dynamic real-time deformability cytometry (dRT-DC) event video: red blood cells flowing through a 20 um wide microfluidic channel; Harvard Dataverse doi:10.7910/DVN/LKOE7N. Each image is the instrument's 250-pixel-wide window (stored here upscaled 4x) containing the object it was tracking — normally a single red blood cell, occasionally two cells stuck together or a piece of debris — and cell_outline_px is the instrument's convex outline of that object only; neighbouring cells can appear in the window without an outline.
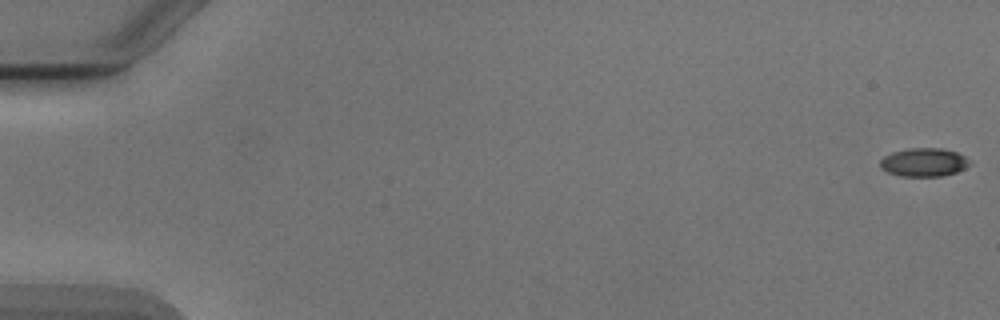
{"species": "Egyptian fruit bat (a non-hibernating species)", "species_latin": "Rousettus aegyptiacus", "temperature_condition": "cold", "stored_images_in_passage": 6, "camera_frame_rate_fps": 3000, "um_per_image_px": 0.085, "animal": {"sex": "male"}, "frame": {"image": 1, "passage_image": 1, "time_ms": 0.0, "image_size_px": [1000, 320], "cell_outline_px": [[972, 164], [956, 172], [940, 176], [900, 176], [888, 172], [880, 168], [880, 160], [884, 156], [892, 152], [908, 148], [940, 148], [956, 152], [972, 160]], "centroid_in_image_um": [78.53, 13.79], "position_along_channel_um": 6.5, "area_um2": 14.91}}
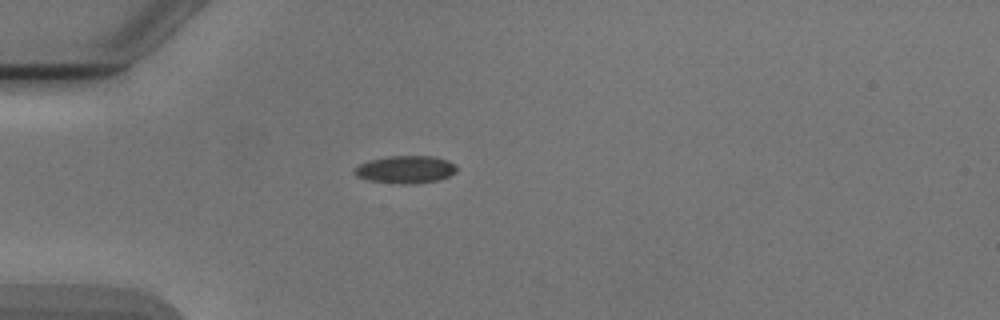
{"frame": {"image": 2, "passage_image": 5, "time_ms": 5.0, "image_size_px": [1000, 320], "cell_outline_px": [[456, 172], [440, 180], [404, 184], [368, 180], [356, 176], [352, 172], [360, 164], [368, 160], [388, 156], [432, 156], [448, 160], [456, 164]], "centroid_in_image_um": [34.47, 14.39], "position_along_channel_um": 50.5, "area_um2": 16.36}}